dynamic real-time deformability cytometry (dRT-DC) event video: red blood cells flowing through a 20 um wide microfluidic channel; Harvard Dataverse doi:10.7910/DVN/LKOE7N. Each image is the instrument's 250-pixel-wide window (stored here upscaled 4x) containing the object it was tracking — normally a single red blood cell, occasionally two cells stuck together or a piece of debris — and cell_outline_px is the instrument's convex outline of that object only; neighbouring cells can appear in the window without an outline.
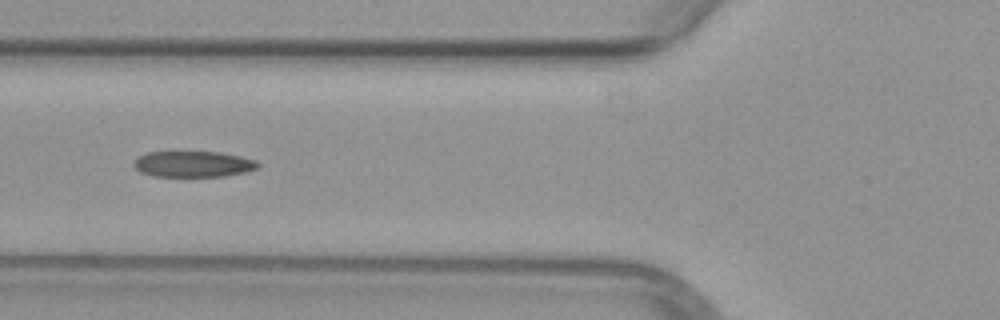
{"species": "common noctule bat (a hibernating species)", "species_latin": "Nyctalus noctula", "temperature_condition": "warm", "stored_images_in_passage": 5, "camera_frame_rate_fps": 3000, "um_per_image_px": 0.085, "animal": {"sex": "female", "body_mass_g": 29.2, "forearm_length_mm": 56.3}, "frame": {"image": 1, "passage_image": 5, "time_ms": 5.333, "image_size_px": [1000, 320], "cell_outline_px": [[260, 168], [248, 172], [224, 176], [152, 176], [140, 172], [132, 164], [136, 156], [148, 152], [220, 152], [240, 156], [256, 160], [260, 164]], "centroid_in_image_um": [16.44, 13.95], "position_along_channel_um": 109.4, "area_um2": 19.02}}